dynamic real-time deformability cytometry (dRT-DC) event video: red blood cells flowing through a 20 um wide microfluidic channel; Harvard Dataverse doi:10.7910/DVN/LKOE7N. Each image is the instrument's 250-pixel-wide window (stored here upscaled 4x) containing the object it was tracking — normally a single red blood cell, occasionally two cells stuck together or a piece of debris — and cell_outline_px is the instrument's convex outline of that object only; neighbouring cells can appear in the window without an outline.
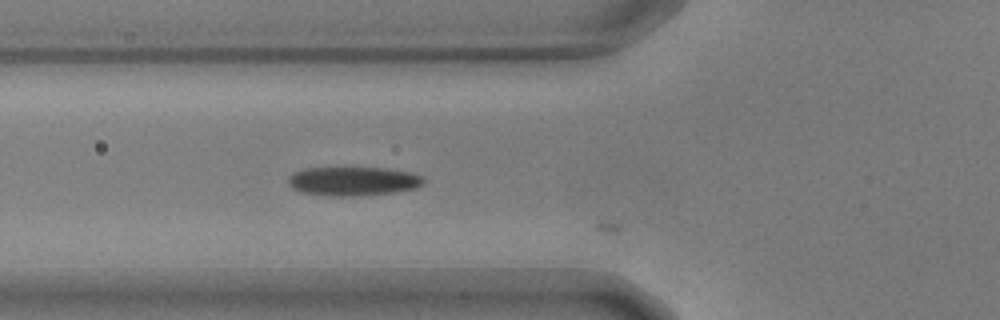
{"species": "common noctule bat (a hibernating species)", "species_latin": "Nyctalus noctula", "temperature_condition": "warm", "stored_images_in_passage": 9, "camera_frame_rate_fps": 3000, "um_per_image_px": 0.085, "animal": {"sex": "male", "body_mass_g": 17.9, "forearm_length_mm": 54.2}, "frame": {"image": 1, "passage_image": 3, "time_ms": 0.667, "image_size_px": [1000, 320], "cell_outline_px": [[424, 184], [416, 188], [392, 192], [356, 196], [328, 196], [300, 192], [292, 188], [288, 184], [288, 176], [292, 172], [300, 168], [388, 168], [412, 172], [424, 176]], "centroid_in_image_um": [29.99, 15.39], "position_along_channel_um": 95.8, "area_um2": 23.18}}
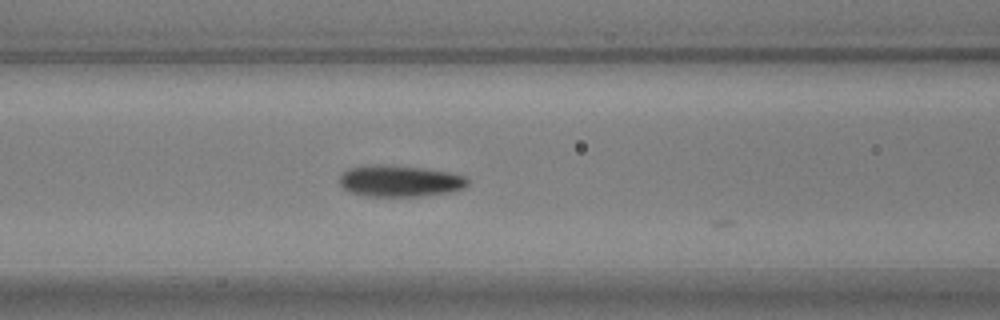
{"frame": {"image": 2, "passage_image": 6, "time_ms": 1.667, "image_size_px": [1000, 320], "cell_outline_px": [[468, 184], [464, 188], [452, 192], [420, 196], [368, 196], [348, 192], [340, 184], [340, 176], [348, 168], [376, 164], [380, 164], [424, 168], [452, 172], [464, 176], [468, 180]], "centroid_in_image_um": [34.0, 15.38], "position_along_channel_um": 132.6, "area_um2": 23.58}}